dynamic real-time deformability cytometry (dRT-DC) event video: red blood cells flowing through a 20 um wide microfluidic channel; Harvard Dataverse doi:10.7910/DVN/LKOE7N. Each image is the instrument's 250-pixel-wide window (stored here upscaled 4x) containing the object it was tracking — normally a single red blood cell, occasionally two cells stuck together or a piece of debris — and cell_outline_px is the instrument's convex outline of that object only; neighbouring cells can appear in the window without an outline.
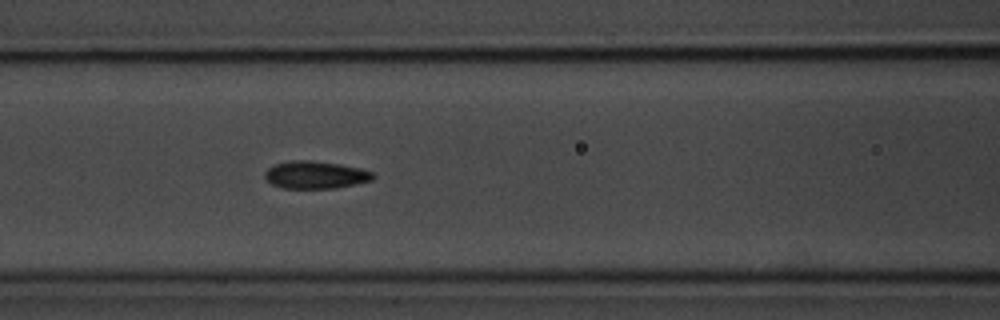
{"species": "common noctule bat (a hibernating species)", "species_latin": "Nyctalus noctula", "temperature_condition": "room temperature", "stored_images_in_passage": 24, "camera_frame_rate_fps": 3000, "um_per_image_px": 0.085, "animal": {"sex": "male", "body_mass_g": 20.1, "forearm_length_mm": 53.5}, "frame": {"image": 1, "passage_image": 14, "time_ms": 4.333, "image_size_px": [1000, 320], "cell_outline_px": [[376, 176], [372, 180], [336, 188], [284, 188], [272, 184], [264, 176], [264, 172], [268, 168], [276, 164], [292, 160], [312, 160], [340, 164], [360, 168], [372, 172]], "centroid_in_image_um": [26.82, 14.86], "position_along_channel_um": 139.8, "area_um2": 17.28}}
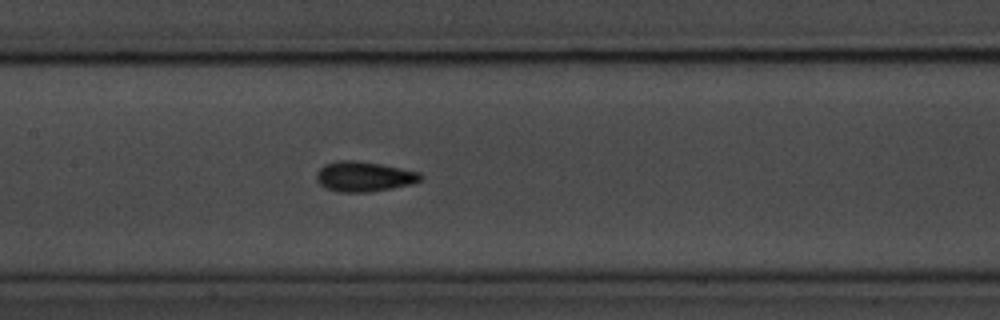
{"frame": {"image": 2, "passage_image": 17, "time_ms": 5.333, "image_size_px": [1000, 320], "cell_outline_px": [[424, 176], [420, 180], [412, 184], [392, 188], [368, 192], [340, 192], [324, 188], [316, 180], [316, 172], [324, 164], [340, 160], [356, 160], [380, 164], [420, 172]], "centroid_in_image_um": [30.92, 15.0], "position_along_channel_um": 176.5, "area_um2": 18.32}}